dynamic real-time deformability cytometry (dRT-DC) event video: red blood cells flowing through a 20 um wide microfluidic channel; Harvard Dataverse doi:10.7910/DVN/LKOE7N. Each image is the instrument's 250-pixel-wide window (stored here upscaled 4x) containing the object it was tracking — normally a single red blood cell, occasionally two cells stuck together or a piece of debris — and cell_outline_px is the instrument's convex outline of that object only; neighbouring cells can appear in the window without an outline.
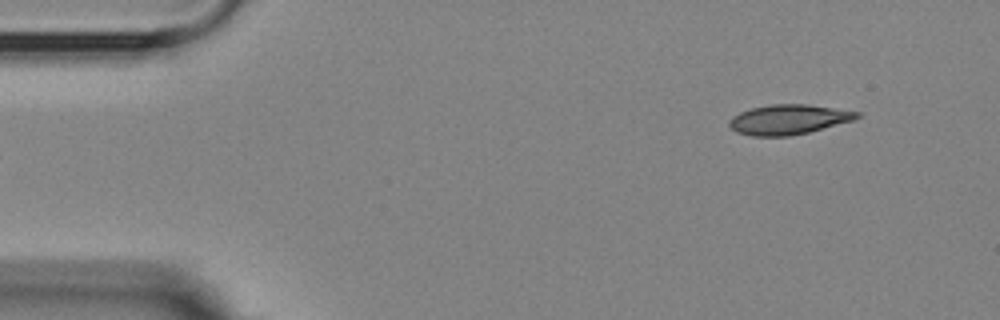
{"species": "Egyptian fruit bat (a non-hibernating species)", "species_latin": "Rousettus aegyptiacus", "temperature_condition": "room temperature", "stored_images_in_passage": 50, "camera_frame_rate_fps": 3000, "um_per_image_px": 0.085, "animal": {"sex": "female"}, "frame": {"image": 1, "passage_image": 1, "time_ms": 0.0, "image_size_px": [1000, 320], "cell_outline_px": [[860, 116], [852, 120], [808, 132], [788, 136], [752, 136], [736, 132], [728, 124], [728, 120], [732, 116], [740, 112], [752, 108], [768, 104], [808, 104], [860, 112]], "centroid_in_image_um": [66.97, 10.15], "position_along_channel_um": 18.0, "area_um2": 22.08}}
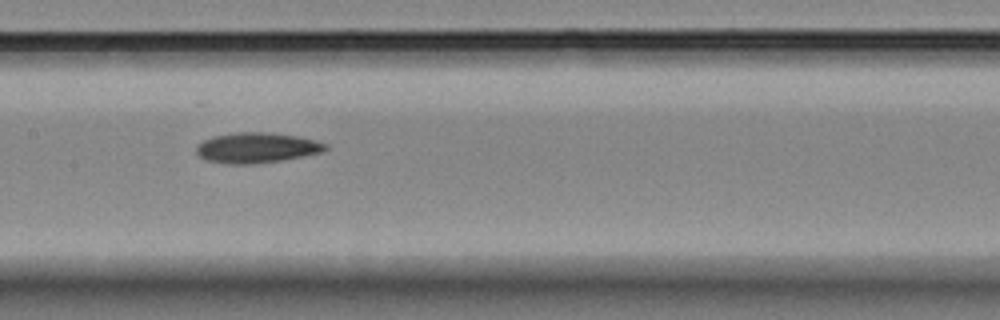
{"frame": {"image": 2, "passage_image": 22, "time_ms": 7.0, "image_size_px": [1000, 320], "cell_outline_px": [[328, 148], [324, 152], [304, 156], [280, 160], [252, 164], [228, 164], [204, 160], [196, 152], [196, 148], [204, 140], [212, 136], [236, 132], [264, 132], [296, 136], [316, 140], [328, 144]], "centroid_in_image_um": [21.83, 12.56], "position_along_channel_um": 185.6, "area_um2": 22.83}}
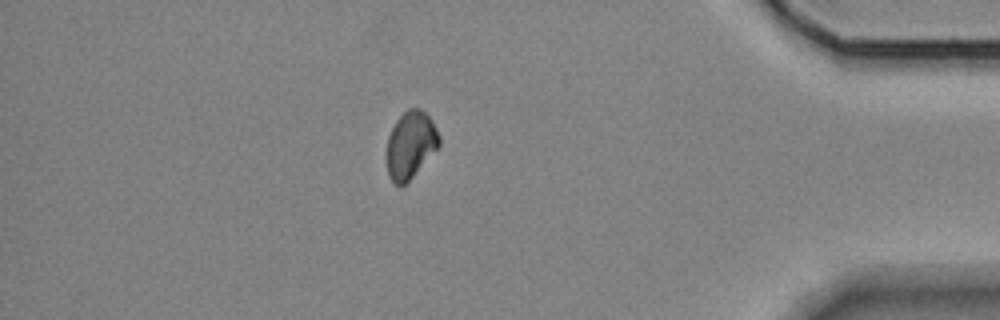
{"frame": {"image": 3, "passage_image": 43, "time_ms": 14.0, "image_size_px": [1000, 320], "cell_outline_px": [[440, 148], [400, 188], [392, 180], [388, 172], [388, 136], [396, 120], [408, 108], [420, 108], [432, 120], [440, 136]], "centroid_in_image_um": [34.94, 12.29], "position_along_channel_um": 400.3, "area_um2": 20.35}, "authors_computed_cell_mechanics": {"area_um2": 21.9351, "velocity_mm_per_s": 3.6114, "shape_relaxation_time_tau1_ms": 7.2637, "shape_relaxation_time_tau2_ms": null, "deformation_change_tau1": 0.119, "deformation_change_tau2": null}}